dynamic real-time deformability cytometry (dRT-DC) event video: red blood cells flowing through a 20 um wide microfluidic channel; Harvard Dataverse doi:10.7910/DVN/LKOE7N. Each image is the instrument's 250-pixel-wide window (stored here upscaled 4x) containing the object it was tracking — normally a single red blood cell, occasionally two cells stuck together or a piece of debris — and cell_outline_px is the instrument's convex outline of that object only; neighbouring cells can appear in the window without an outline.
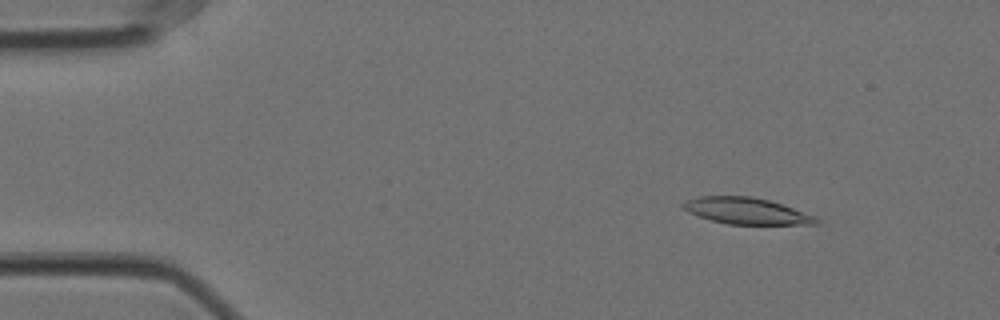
{"species": "Egyptian fruit bat (a non-hibernating species)", "species_latin": "Rousettus aegyptiacus", "temperature_condition": "cold", "stored_images_in_passage": 56, "camera_frame_rate_fps": 3000, "um_per_image_px": 0.085, "animal": {"sex": "female"}, "frame": {"image": 1, "passage_image": 6, "time_ms": 1.667, "image_size_px": [1000, 320], "cell_outline_px": [[820, 224], [728, 224], [712, 220], [688, 212], [680, 208], [680, 204], [696, 196], [752, 196], [768, 200], [816, 216], [820, 220]], "centroid_in_image_um": [63.42, 17.92], "position_along_channel_um": 21.6, "area_um2": 20.4}}
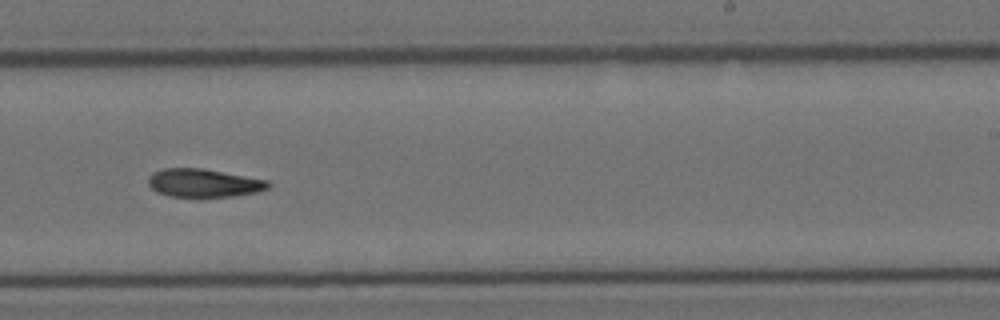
{"frame": {"image": 2, "passage_image": 34, "time_ms": 11.0, "image_size_px": [1000, 320], "cell_outline_px": [[272, 184], [268, 188], [256, 192], [232, 196], [172, 196], [156, 192], [148, 184], [148, 176], [152, 172], [164, 168], [200, 168], [268, 180]], "centroid_in_image_um": [17.29, 15.54], "position_along_channel_um": 271.7, "area_um2": 19.54}}
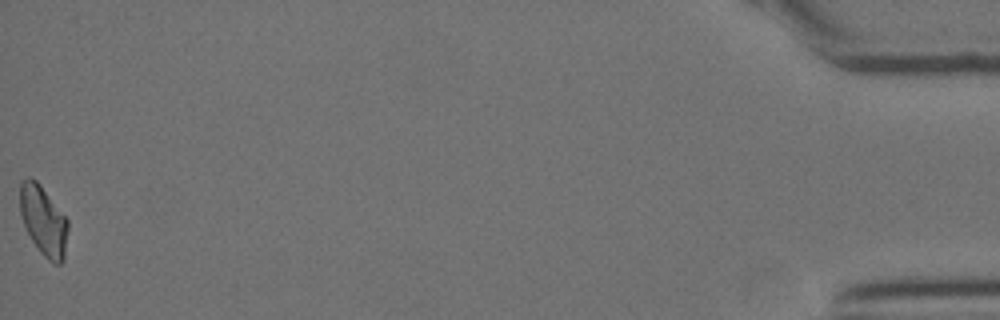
{"frame": {"image": 3, "passage_image": 56, "time_ms": 18.333, "image_size_px": [1000, 320], "cell_outline_px": [[68, 228], [64, 260], [60, 264], [56, 264], [48, 260], [40, 252], [32, 240], [24, 224], [20, 212], [20, 180], [28, 176], [32, 176], [40, 184], [68, 220]], "centroid_in_image_um": [3.69, 18.73], "position_along_channel_um": 431.5, "area_um2": 19.48}}